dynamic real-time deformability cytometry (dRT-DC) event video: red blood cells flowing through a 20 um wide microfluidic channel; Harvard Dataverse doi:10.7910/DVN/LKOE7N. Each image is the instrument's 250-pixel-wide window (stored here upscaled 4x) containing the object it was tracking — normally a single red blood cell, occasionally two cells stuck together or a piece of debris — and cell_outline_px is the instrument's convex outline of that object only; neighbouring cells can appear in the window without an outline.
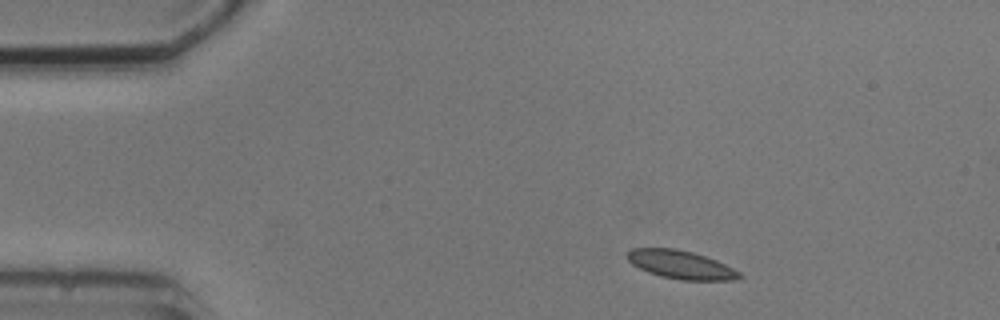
{"species": "common noctule bat (a hibernating species)", "species_latin": "Nyctalus noctula", "temperature_condition": "cold", "stored_images_in_passage": 3, "camera_frame_rate_fps": 3000, "um_per_image_px": 0.085, "animal": {"sex": "male", "body_mass_g": 20.5, "forearm_length_mm": 52.5}, "frame": {"image": 1, "passage_image": 1, "time_ms": 0.0, "image_size_px": [1000, 320], "cell_outline_px": [[744, 276], [736, 280], [680, 280], [660, 276], [648, 272], [632, 264], [628, 260], [628, 252], [632, 248], [676, 248], [692, 252], [716, 260], [740, 272]], "centroid_in_image_um": [57.89, 22.5], "position_along_channel_um": 27.1, "area_um2": 18.44}}